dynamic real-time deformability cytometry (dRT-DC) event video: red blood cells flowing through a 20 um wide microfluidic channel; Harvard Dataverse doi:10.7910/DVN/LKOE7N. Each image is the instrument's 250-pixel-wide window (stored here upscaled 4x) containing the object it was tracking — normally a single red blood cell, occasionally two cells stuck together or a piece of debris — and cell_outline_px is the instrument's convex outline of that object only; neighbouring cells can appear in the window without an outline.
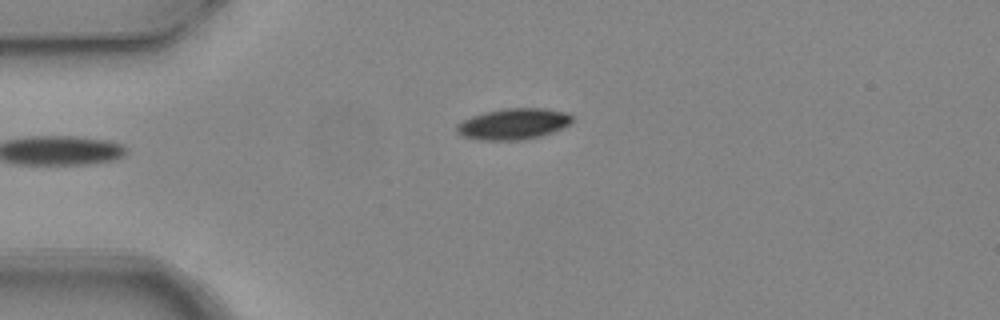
{"species": "common noctule bat (a hibernating species)", "species_latin": "Nyctalus noctula", "temperature_condition": "warm", "stored_images_in_passage": 4, "camera_frame_rate_fps": 3000, "um_per_image_px": 0.085, "animal": {"sex": "female", "body_mass_g": 24.6, "forearm_length_mm": 56.2}, "frame": {"image": 1, "passage_image": 4, "time_ms": 1.0, "image_size_px": [1000, 320], "cell_outline_px": [[572, 124], [552, 132], [540, 136], [524, 140], [484, 140], [464, 136], [456, 132], [456, 124], [472, 116], [484, 112], [504, 108], [544, 108], [568, 112], [572, 116]], "centroid_in_image_um": [43.67, 10.52], "position_along_channel_um": 41.3, "area_um2": 20.98}}